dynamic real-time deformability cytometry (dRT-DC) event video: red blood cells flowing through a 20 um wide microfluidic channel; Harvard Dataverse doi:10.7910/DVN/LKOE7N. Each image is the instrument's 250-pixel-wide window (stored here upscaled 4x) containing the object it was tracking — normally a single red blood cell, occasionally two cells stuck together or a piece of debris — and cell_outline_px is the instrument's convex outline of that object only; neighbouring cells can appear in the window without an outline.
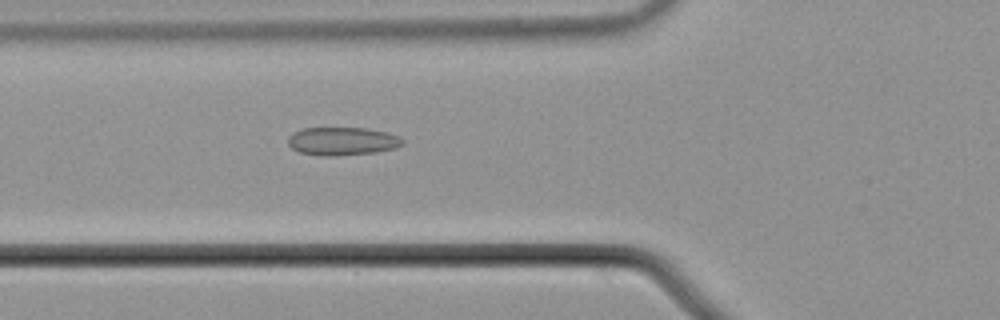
{"species": "common noctule bat (a hibernating species)", "species_latin": "Nyctalus noctula", "temperature_condition": "cold", "stored_images_in_passage": 2, "camera_frame_rate_fps": 3000, "um_per_image_px": 0.085, "animal": {"sex": "male", "body_mass_g": 21.5, "forearm_length_mm": 52.0}, "frame": {"image": 1, "passage_image": 2, "time_ms": 0.333, "image_size_px": [1000, 320], "cell_outline_px": [[404, 144], [396, 148], [376, 152], [336, 156], [320, 156], [300, 152], [292, 148], [288, 144], [288, 136], [292, 132], [304, 128], [368, 128], [388, 132], [400, 136], [404, 140]], "centroid_in_image_um": [29.12, 12.0], "position_along_channel_um": 96.7, "area_um2": 19.07}}